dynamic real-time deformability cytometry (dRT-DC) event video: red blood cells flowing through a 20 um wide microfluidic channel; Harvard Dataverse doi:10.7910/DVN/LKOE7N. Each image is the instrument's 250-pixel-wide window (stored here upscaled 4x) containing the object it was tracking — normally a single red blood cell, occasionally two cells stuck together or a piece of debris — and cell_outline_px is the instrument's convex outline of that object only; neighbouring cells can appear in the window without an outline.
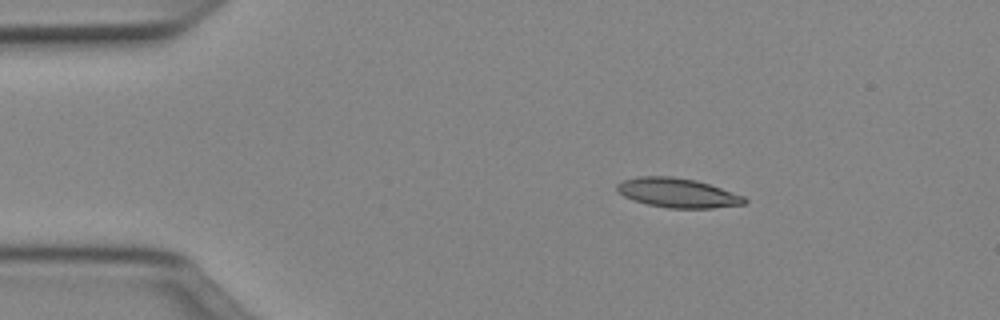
{"species": "Egyptian fruit bat (a non-hibernating species)", "species_latin": "Rousettus aegyptiacus", "temperature_condition": "cold", "stored_images_in_passage": 43, "camera_frame_rate_fps": 3000, "um_per_image_px": 0.085, "animal": {"sex": "female"}, "frame": {"image": 1, "passage_image": 1, "time_ms": 0.0, "image_size_px": [1000, 320], "cell_outline_px": [[748, 200], [744, 204], [712, 208], [668, 208], [648, 204], [632, 200], [624, 196], [616, 188], [616, 184], [624, 180], [640, 176], [672, 176], [696, 180], [744, 196]], "centroid_in_image_um": [57.59, 16.39], "position_along_channel_um": 27.4, "area_um2": 21.68}}
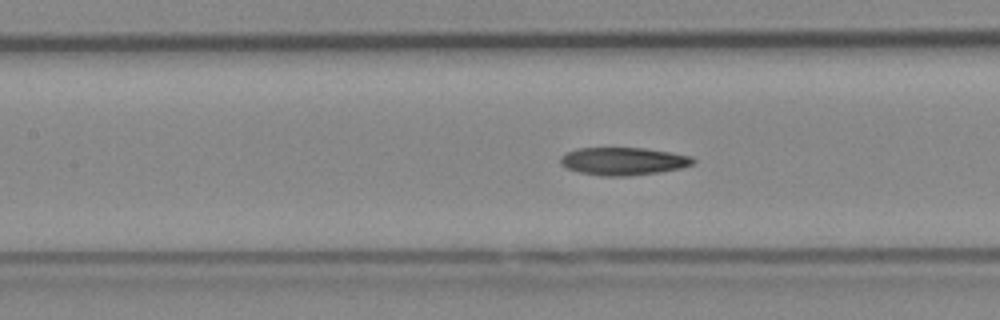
{"frame": {"image": 2, "passage_image": 15, "time_ms": 4.667, "image_size_px": [1000, 320], "cell_outline_px": [[696, 160], [692, 164], [680, 168], [660, 172], [628, 176], [600, 176], [580, 172], [564, 168], [560, 164], [560, 156], [576, 148], [644, 148], [692, 156]], "centroid_in_image_um": [52.94, 13.71], "position_along_channel_um": 154.5, "area_um2": 21.5}}
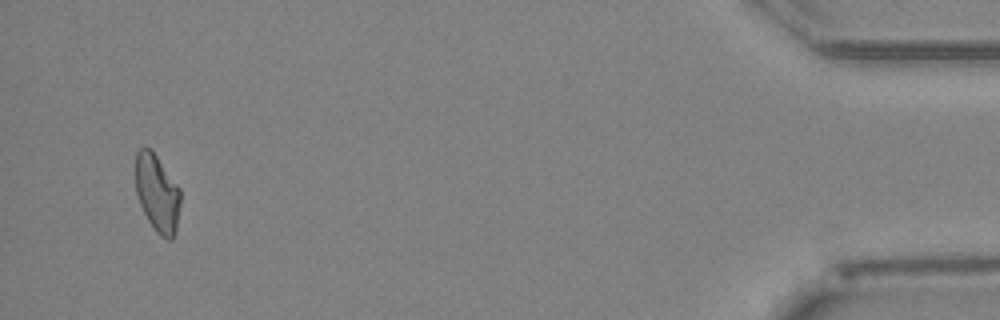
{"frame": {"image": 3, "passage_image": 41, "time_ms": 13.333, "image_size_px": [1000, 320], "cell_outline_px": [[180, 204], [176, 232], [172, 240], [168, 240], [160, 236], [156, 232], [148, 220], [140, 204], [136, 192], [136, 152], [140, 148], [152, 148], [180, 188]], "centroid_in_image_um": [13.38, 16.42], "position_along_channel_um": 421.8, "area_um2": 20.46}, "authors_computed_cell_mechanics": {"area_um2": 21.2126, "velocity_mm_per_s": 4.0123, "shape_relaxation_time_tau1_ms": 7.7186, "shape_relaxation_time_tau2_ms": null, "deformation_change_tau1": 0.1867, "deformation_change_tau2": null}}